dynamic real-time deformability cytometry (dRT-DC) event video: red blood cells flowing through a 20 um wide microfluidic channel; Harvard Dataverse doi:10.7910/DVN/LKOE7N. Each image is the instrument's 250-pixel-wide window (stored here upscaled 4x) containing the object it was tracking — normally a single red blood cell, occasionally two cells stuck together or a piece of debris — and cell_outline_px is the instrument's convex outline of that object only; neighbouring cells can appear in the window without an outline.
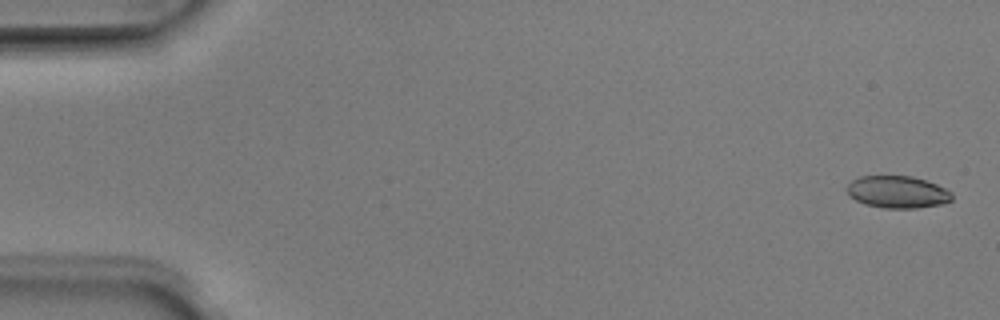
{"species": "Egyptian fruit bat (a non-hibernating species)", "species_latin": "Rousettus aegyptiacus", "temperature_condition": "room temperature", "stored_images_in_passage": 53, "segment_of_instrument_passage": [1, 2], "camera_frame_rate_fps": 3000, "um_per_image_px": 0.085, "animal": {"sex": "male"}, "frame": {"image": 1, "passage_image": 2, "time_ms": 0.333, "image_size_px": [1000, 320], "cell_outline_px": [[952, 200], [944, 204], [916, 208], [884, 208], [864, 204], [848, 196], [844, 188], [852, 180], [860, 176], [912, 176], [936, 184], [952, 192]], "centroid_in_image_um": [76.25, 16.32], "position_along_channel_um": 8.7, "area_um2": 19.88}}
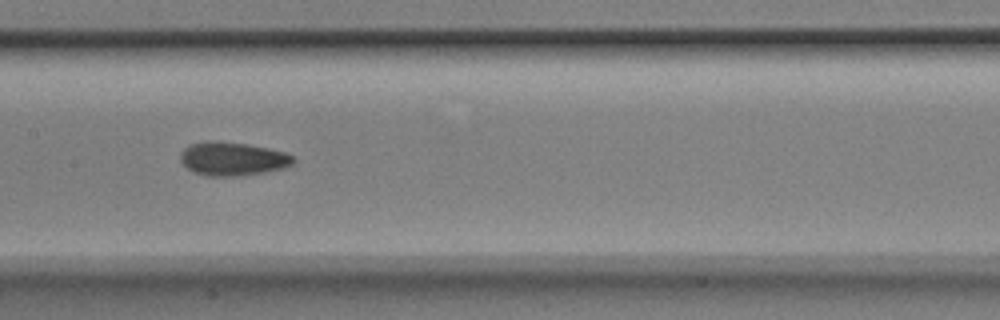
{"frame": {"image": 2, "passage_image": 26, "time_ms": 8.333, "image_size_px": [1000, 320], "cell_outline_px": [[296, 160], [292, 164], [284, 168], [264, 172], [240, 176], [208, 176], [192, 172], [180, 160], [180, 152], [188, 144], [204, 140], [220, 140], [248, 144], [268, 148], [284, 152], [292, 156]], "centroid_in_image_um": [19.73, 13.48], "position_along_channel_um": 187.7, "area_um2": 22.43}}
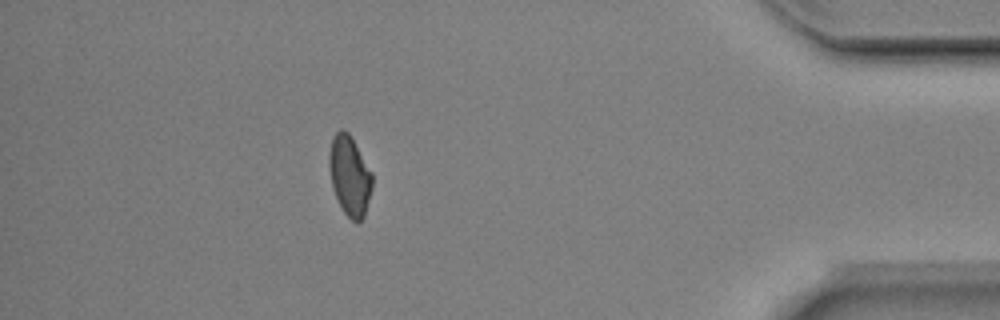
{"frame": {"image": 3, "passage_image": 46, "time_ms": 15.0, "image_size_px": [1000, 320], "cell_outline_px": [[372, 188], [364, 216], [360, 220], [352, 220], [344, 212], [332, 188], [328, 168], [328, 156], [332, 136], [340, 128], [344, 128], [348, 132], [372, 172]], "centroid_in_image_um": [29.69, 14.88], "position_along_channel_um": 405.5, "area_um2": 20.0}}